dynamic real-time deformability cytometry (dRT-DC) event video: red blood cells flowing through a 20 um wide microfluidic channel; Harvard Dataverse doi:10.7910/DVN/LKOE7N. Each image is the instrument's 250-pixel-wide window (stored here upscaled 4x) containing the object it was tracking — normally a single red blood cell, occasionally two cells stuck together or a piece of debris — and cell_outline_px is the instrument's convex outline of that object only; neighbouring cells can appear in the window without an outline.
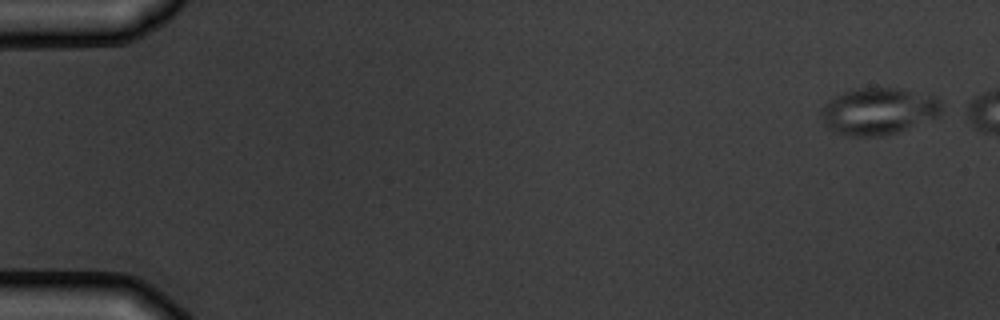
{"species": "common noctule bat (a hibernating species)", "species_latin": "Nyctalus noctula", "temperature_condition": "warm", "stored_images_in_passage": 7, "segment_of_instrument_passage": [1, 2], "camera_frame_rate_fps": 3000, "um_per_image_px": 0.085, "animal": {"sex": "male", "body_mass_g": 19.5, "forearm_length_mm": 54.6}, "frame": {"image": 1, "passage_image": 1, "time_ms": 0.0, "image_size_px": [1000, 320], "cell_outline_px": [[944, 104], [940, 116], [896, 132], [880, 136], [844, 136], [828, 128], [820, 112], [824, 104], [836, 96], [844, 92], [860, 88], [900, 88], [936, 96]], "centroid_in_image_um": [74.71, 9.44], "position_along_channel_um": 10.3, "area_um2": 32.89}}